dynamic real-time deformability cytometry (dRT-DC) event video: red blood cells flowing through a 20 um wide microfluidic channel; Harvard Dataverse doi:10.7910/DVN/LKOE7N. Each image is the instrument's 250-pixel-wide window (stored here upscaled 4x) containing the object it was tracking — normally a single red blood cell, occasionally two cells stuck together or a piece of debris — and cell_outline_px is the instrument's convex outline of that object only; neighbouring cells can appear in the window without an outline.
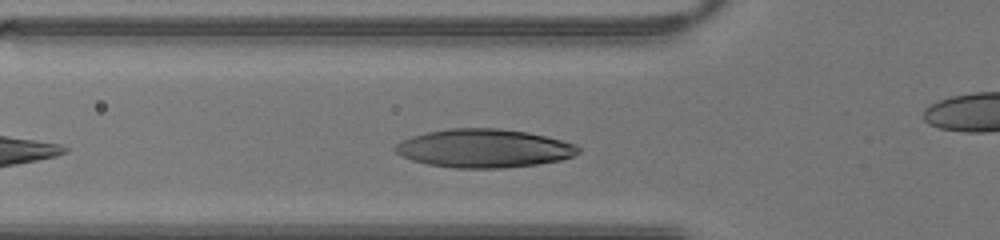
{"species": "human", "species_latin": "Homo sapiens", "temperature_condition": "warm", "stored_images_in_passage": 24, "camera_frame_rate_fps": 3000, "um_per_image_px": 0.085, "donor": {"sex": "male"}, "frame": {"image": 1, "passage_image": 4, "time_ms": 1.0, "image_size_px": [1000, 240], "cell_outline_px": [[580, 152], [572, 156], [560, 160], [536, 164], [504, 168], [452, 168], [428, 164], [412, 160], [400, 156], [392, 148], [396, 144], [412, 136], [428, 132], [448, 128], [496, 128], [528, 132], [576, 144], [580, 148]], "centroid_in_image_um": [41.12, 12.61], "position_along_channel_um": 84.7, "area_um2": 40.98}}
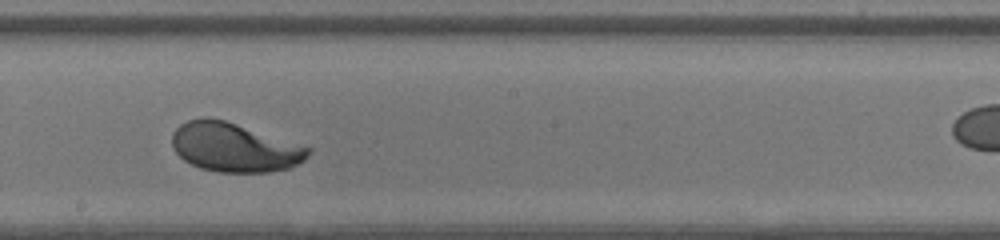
{"frame": {"image": 2, "passage_image": 13, "time_ms": 4.0, "image_size_px": [1000, 240], "cell_outline_px": [[312, 152], [304, 160], [288, 168], [268, 172], [216, 172], [200, 168], [184, 160], [172, 148], [172, 132], [180, 124], [188, 120], [204, 116], [208, 116], [224, 120], [312, 148]], "centroid_in_image_um": [19.89, 12.52], "position_along_channel_um": 228.3, "area_um2": 38.84}}
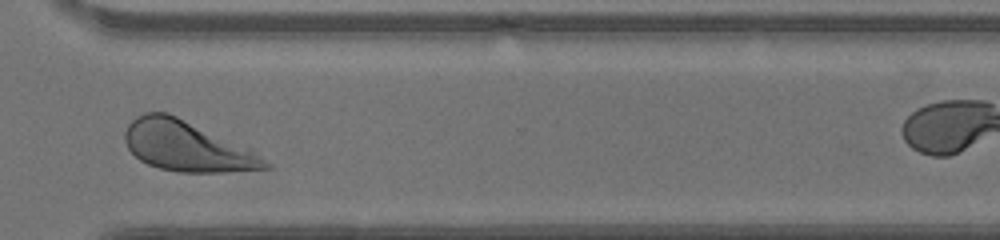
{"frame": {"image": 3, "passage_image": 21, "time_ms": 6.667, "image_size_px": [1000, 240], "cell_outline_px": [[272, 168], [224, 172], [180, 172], [160, 168], [148, 164], [140, 160], [128, 148], [124, 140], [124, 132], [128, 124], [136, 116], [144, 112], [168, 112], [252, 148], [272, 164]], "centroid_in_image_um": [15.92, 12.42], "position_along_channel_um": 354.7, "area_um2": 41.38}}